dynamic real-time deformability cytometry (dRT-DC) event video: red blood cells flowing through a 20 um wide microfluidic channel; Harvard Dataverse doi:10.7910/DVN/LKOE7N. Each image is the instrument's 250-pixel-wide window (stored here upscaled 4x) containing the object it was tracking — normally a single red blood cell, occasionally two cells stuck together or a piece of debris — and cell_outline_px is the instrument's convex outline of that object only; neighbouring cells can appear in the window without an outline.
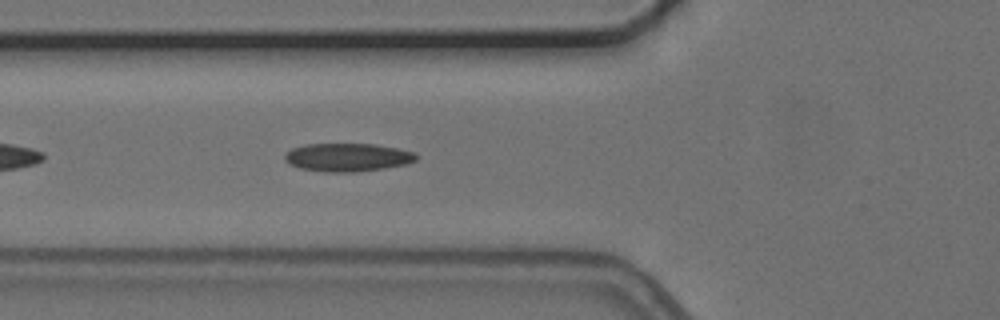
{"species": "common noctule bat (a hibernating species)", "species_latin": "Nyctalus noctula", "temperature_condition": "cold", "stored_images_in_passage": 39, "camera_frame_rate_fps": 3000, "um_per_image_px": 0.085, "animal": {"sex": "female", "body_mass_g": 24.6, "forearm_length_mm": 56.2}, "frame": {"image": 1, "passage_image": 6, "time_ms": 1.667, "image_size_px": [1000, 320], "cell_outline_px": [[416, 160], [408, 164], [384, 168], [356, 172], [324, 172], [300, 168], [288, 164], [284, 160], [284, 156], [292, 148], [304, 144], [376, 144], [416, 152]], "centroid_in_image_um": [29.53, 13.37], "position_along_channel_um": 96.3, "area_um2": 21.73}, "authors_computed_cell_mechanics": {"area_um2": 20.9236, "velocity_mm_per_s": 3.7257, "shape_relaxation_time_tau1_ms": 7.8974, "shape_relaxation_time_tau2_ms": 3.152, "deformation_change_tau1": 0.1694, "deformation_change_tau2": 0.0969}}